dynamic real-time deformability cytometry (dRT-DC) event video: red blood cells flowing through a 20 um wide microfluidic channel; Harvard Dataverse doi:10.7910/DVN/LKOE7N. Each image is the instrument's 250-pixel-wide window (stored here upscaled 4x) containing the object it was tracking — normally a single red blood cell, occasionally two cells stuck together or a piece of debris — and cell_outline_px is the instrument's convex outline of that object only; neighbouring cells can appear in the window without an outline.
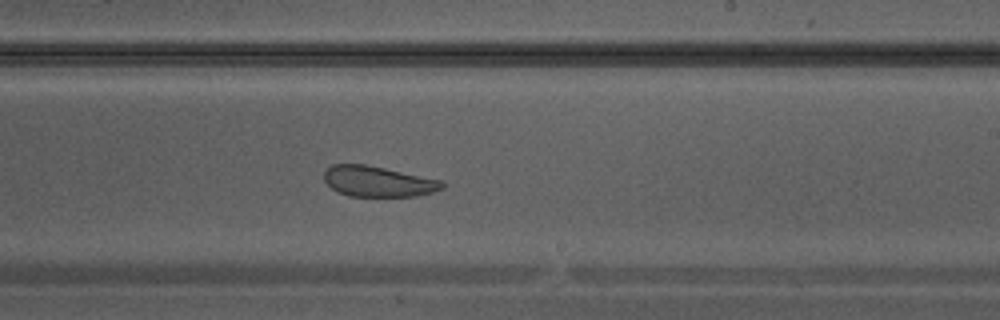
{"species": "Egyptian fruit bat (a non-hibernating species)", "species_latin": "Rousettus aegyptiacus", "temperature_condition": "warm", "stored_images_in_passage": 26, "camera_frame_rate_fps": 3000, "um_per_image_px": 0.085, "animal": {"sex": "male"}, "frame": {"image": 1, "passage_image": 12, "time_ms": 3.667, "image_size_px": [1000, 320], "cell_outline_px": [[444, 188], [432, 192], [416, 196], [348, 196], [336, 192], [324, 180], [324, 172], [332, 164], [364, 164], [444, 180]], "centroid_in_image_um": [32.14, 15.42], "position_along_channel_um": 256.9, "area_um2": 21.1}}